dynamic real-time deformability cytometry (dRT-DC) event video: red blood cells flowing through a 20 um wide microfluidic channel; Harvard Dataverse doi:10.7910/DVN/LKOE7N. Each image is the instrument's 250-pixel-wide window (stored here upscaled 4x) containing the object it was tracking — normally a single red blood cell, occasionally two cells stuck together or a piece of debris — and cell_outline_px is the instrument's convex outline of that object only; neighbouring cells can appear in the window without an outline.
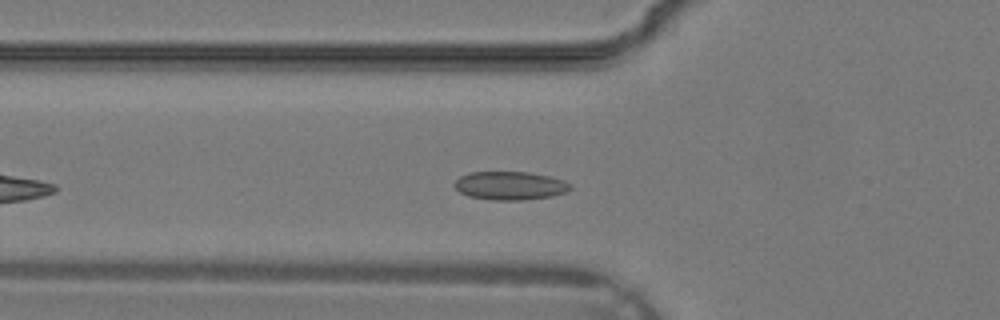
{"species": "common noctule bat (a hibernating species)", "species_latin": "Nyctalus noctula", "temperature_condition": "warm", "stored_images_in_passage": 23, "camera_frame_rate_fps": 3000, "um_per_image_px": 0.085, "animal": {"sex": "male", "body_mass_g": 19.2, "forearm_length_mm": 51.8}, "frame": {"image": 1, "passage_image": 6, "time_ms": 1.667, "image_size_px": [1000, 320], "cell_outline_px": [[572, 188], [564, 192], [552, 196], [524, 200], [492, 200], [468, 196], [460, 192], [456, 188], [456, 180], [460, 176], [468, 172], [528, 172], [548, 176], [564, 180], [572, 184]], "centroid_in_image_um": [43.37, 15.78], "position_along_channel_um": 82.4, "area_um2": 19.13}}
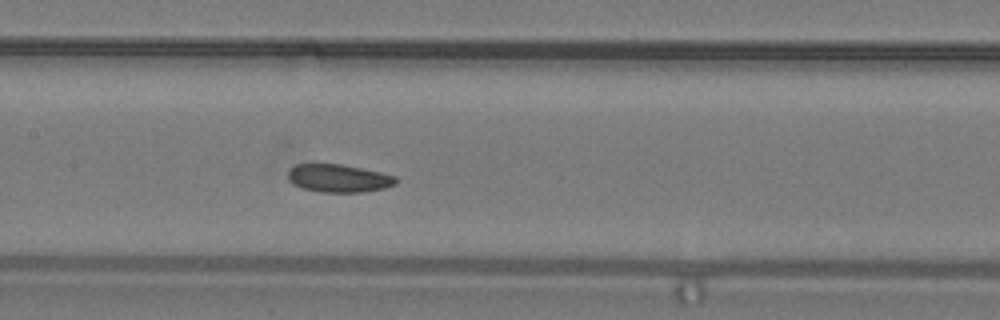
{"frame": {"image": 2, "passage_image": 11, "time_ms": 3.333, "image_size_px": [1000, 320], "cell_outline_px": [[400, 180], [396, 184], [384, 188], [364, 192], [320, 192], [304, 188], [292, 184], [288, 176], [288, 172], [296, 164], [340, 164], [380, 172], [396, 176]], "centroid_in_image_um": [28.82, 15.16], "position_along_channel_um": 178.6, "area_um2": 17.51}}
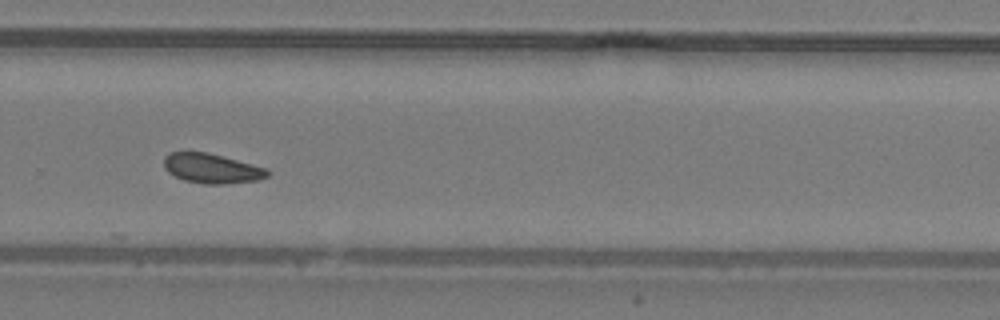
{"frame": {"image": 3, "passage_image": 18, "time_ms": 5.667, "image_size_px": [1000, 320], "cell_outline_px": [[268, 176], [260, 180], [224, 184], [204, 184], [184, 180], [168, 172], [164, 168], [164, 156], [168, 152], [208, 152], [268, 168]], "centroid_in_image_um": [18.0, 14.31], "position_along_channel_um": 311.8, "area_um2": 18.03}}